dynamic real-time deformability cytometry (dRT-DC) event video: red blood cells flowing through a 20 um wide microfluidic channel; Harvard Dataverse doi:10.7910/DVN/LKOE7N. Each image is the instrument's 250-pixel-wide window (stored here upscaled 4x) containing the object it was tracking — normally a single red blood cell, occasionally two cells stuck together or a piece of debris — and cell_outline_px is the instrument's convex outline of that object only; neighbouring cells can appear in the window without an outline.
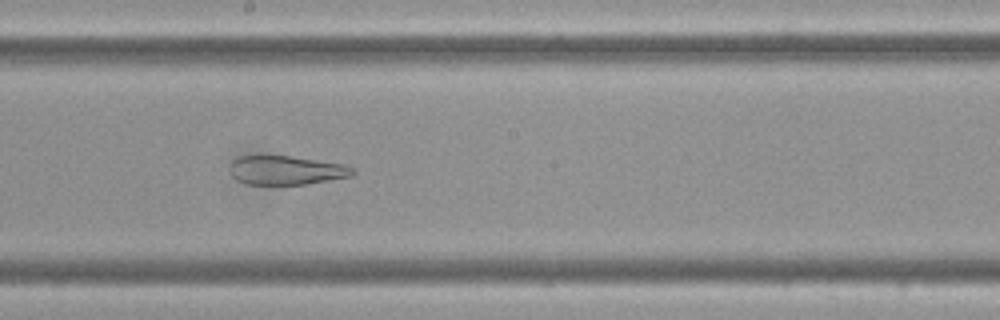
{"species": "Egyptian fruit bat (a non-hibernating species)", "species_latin": "Rousettus aegyptiacus", "temperature_condition": "cold", "stored_images_in_passage": 56, "camera_frame_rate_fps": 3000, "um_per_image_px": 0.085, "frame": {"image": 1, "passage_image": 32, "time_ms": 10.333, "image_size_px": [1000, 320], "cell_outline_px": [[356, 172], [352, 176], [304, 184], [244, 184], [236, 180], [232, 176], [232, 160], [240, 156], [260, 152], [344, 164], [352, 168]], "centroid_in_image_um": [24.26, 14.43], "position_along_channel_um": 223.9, "area_um2": 21.1}}
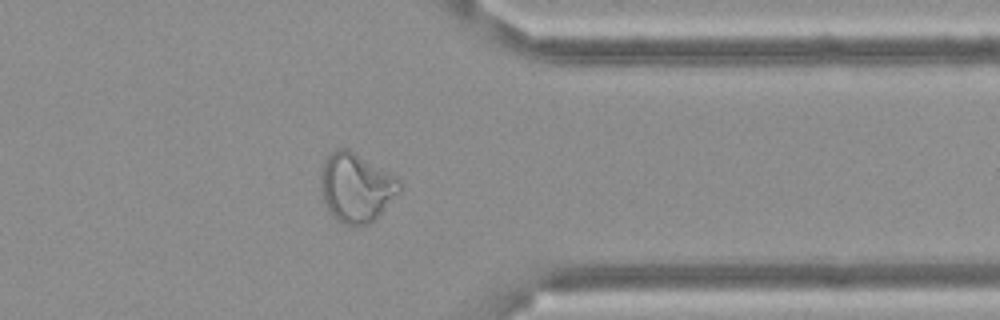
{"frame": {"image": 2, "passage_image": 46, "time_ms": 15.0, "image_size_px": [1000, 320], "cell_outline_px": [[400, 188], [380, 212], [368, 224], [344, 224], [336, 220], [328, 212], [320, 188], [320, 172], [324, 160], [336, 148], [348, 148], [396, 176], [400, 180]], "centroid_in_image_um": [30.2, 15.9], "position_along_channel_um": 381.2, "area_um2": 31.21}}
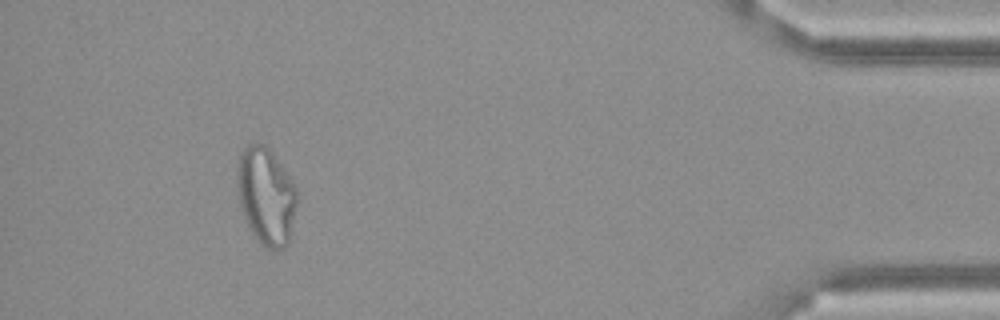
{"frame": {"image": 3, "passage_image": 53, "time_ms": 17.333, "image_size_px": [1000, 320], "cell_outline_px": [[296, 204], [288, 244], [284, 248], [268, 248], [260, 244], [252, 232], [244, 216], [240, 204], [236, 188], [236, 168], [240, 152], [252, 140], [256, 140], [264, 144], [272, 152], [292, 180], [296, 188]], "centroid_in_image_um": [22.58, 16.59], "position_along_channel_um": 412.6, "area_um2": 33.99}}